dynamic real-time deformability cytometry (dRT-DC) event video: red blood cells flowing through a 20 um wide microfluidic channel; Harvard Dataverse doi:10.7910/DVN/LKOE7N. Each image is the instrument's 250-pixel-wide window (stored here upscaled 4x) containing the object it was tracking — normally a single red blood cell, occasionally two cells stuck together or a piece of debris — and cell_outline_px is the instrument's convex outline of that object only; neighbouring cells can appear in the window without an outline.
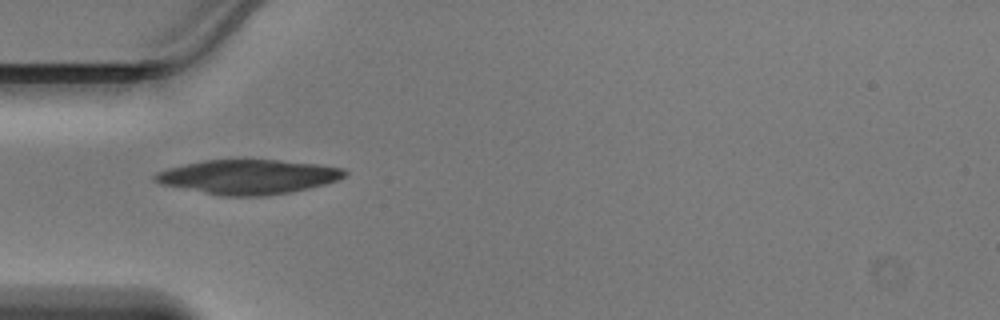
{"species": "Egyptian fruit bat (a non-hibernating species)", "species_latin": "Rousettus aegyptiacus", "temperature_condition": "warm", "stored_images_in_passage": 33, "camera_frame_rate_fps": 3000, "um_per_image_px": 0.085, "animal": {"sex": "male"}, "frame": {"image": 1, "passage_image": 1, "time_ms": 0.0, "image_size_px": [1000, 320], "cell_outline_px": [[348, 172], [344, 176], [336, 180], [324, 184], [292, 192], [264, 196], [224, 196], [160, 184], [152, 180], [152, 176], [156, 172], [168, 168], [204, 160], [280, 160], [316, 164], [344, 168]], "centroid_in_image_um": [21.08, 15.03], "position_along_channel_um": 63.9, "area_um2": 37.92}}
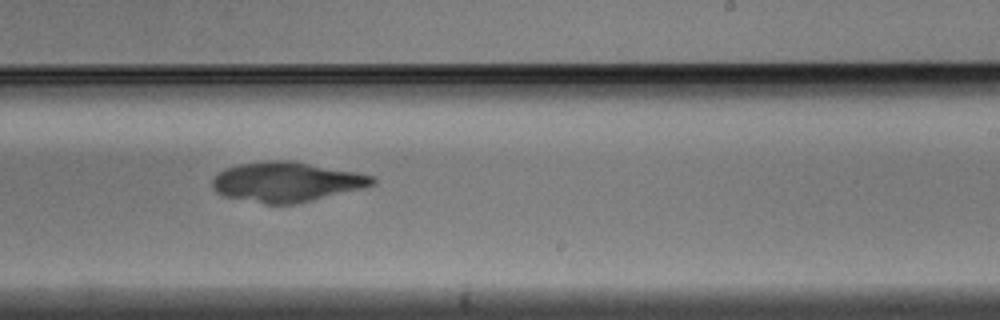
{"frame": {"image": 2, "passage_image": 15, "time_ms": 4.667, "image_size_px": [1000, 320], "cell_outline_px": [[376, 184], [364, 188], [296, 204], [264, 204], [224, 196], [216, 192], [212, 188], [212, 180], [224, 168], [236, 164], [272, 160], [292, 160], [356, 172], [376, 176]], "centroid_in_image_um": [24.37, 15.46], "position_along_channel_um": 264.6, "area_um2": 37.45}}
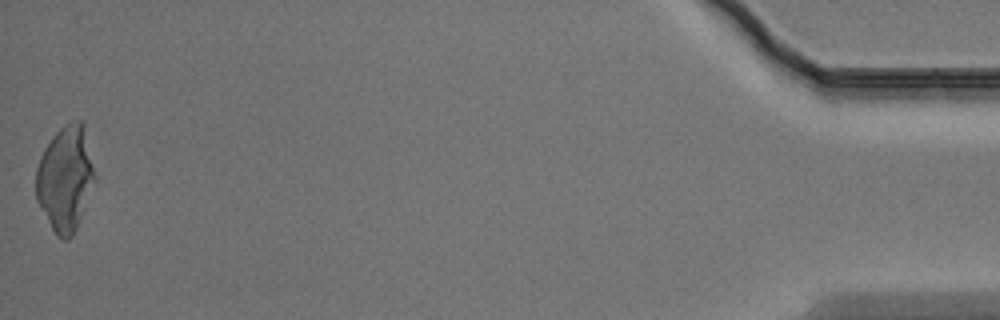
{"frame": {"image": 3, "passage_image": 33, "time_ms": 10.667, "image_size_px": [1000, 320], "cell_outline_px": [[96, 180], [76, 228], [72, 236], [68, 240], [64, 240], [56, 236], [36, 200], [36, 168], [40, 156], [44, 148], [52, 136], [64, 124], [80, 120], [84, 120], [96, 176]], "centroid_in_image_um": [5.56, 15.15], "position_along_channel_um": 429.6, "area_um2": 36.3}}